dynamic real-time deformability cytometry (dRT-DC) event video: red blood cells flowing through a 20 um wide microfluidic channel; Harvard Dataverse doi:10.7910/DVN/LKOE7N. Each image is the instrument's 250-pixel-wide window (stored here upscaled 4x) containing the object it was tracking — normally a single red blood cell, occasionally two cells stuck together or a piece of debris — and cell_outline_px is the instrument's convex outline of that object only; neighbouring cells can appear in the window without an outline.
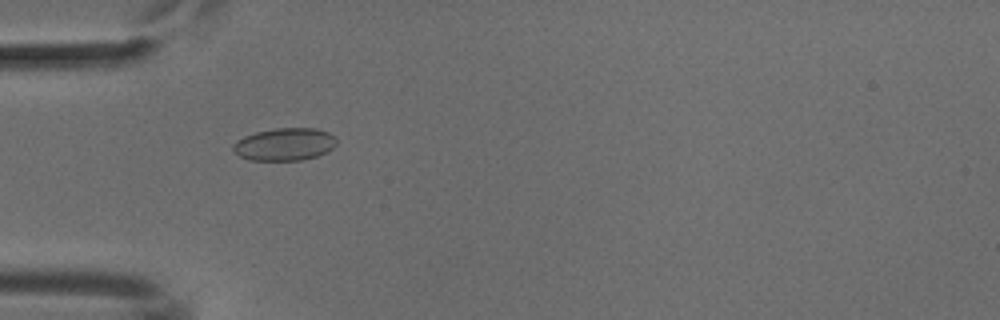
{"species": "common noctule bat (a hibernating species)", "species_latin": "Nyctalus noctula", "temperature_condition": "cold", "stored_images_in_passage": 52, "camera_frame_rate_fps": 3000, "um_per_image_px": 0.085, "animal": {"sex": "male", "body_mass_g": 18.8}, "frame": {"image": 1, "passage_image": 16, "time_ms": 5.0, "image_size_px": [1000, 320], "cell_outline_px": [[336, 144], [332, 148], [316, 156], [300, 160], [248, 160], [232, 152], [232, 144], [236, 140], [244, 136], [256, 132], [276, 128], [316, 128], [328, 132], [336, 140]], "centroid_in_image_um": [24.13, 12.26], "position_along_channel_um": 60.9, "area_um2": 19.59}}
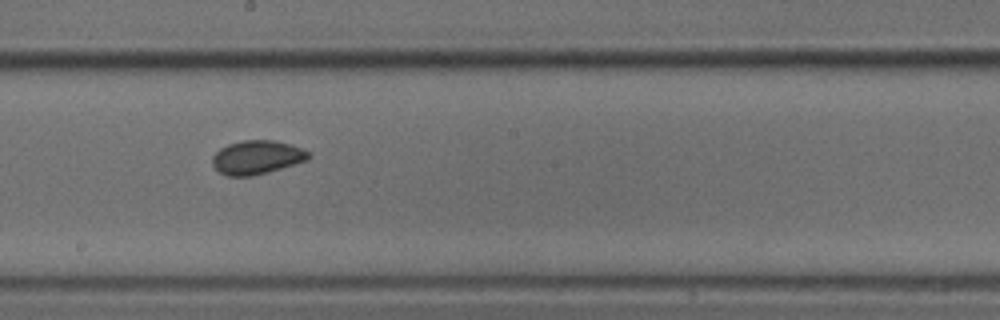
{"frame": {"image": 2, "passage_image": 29, "time_ms": 9.333, "image_size_px": [1000, 320], "cell_outline_px": [[312, 156], [308, 160], [268, 172], [252, 176], [228, 176], [220, 172], [212, 164], [212, 156], [220, 148], [228, 144], [244, 140], [272, 140], [292, 144], [308, 152]], "centroid_in_image_um": [21.84, 13.37], "position_along_channel_um": 226.4, "area_um2": 18.9}}
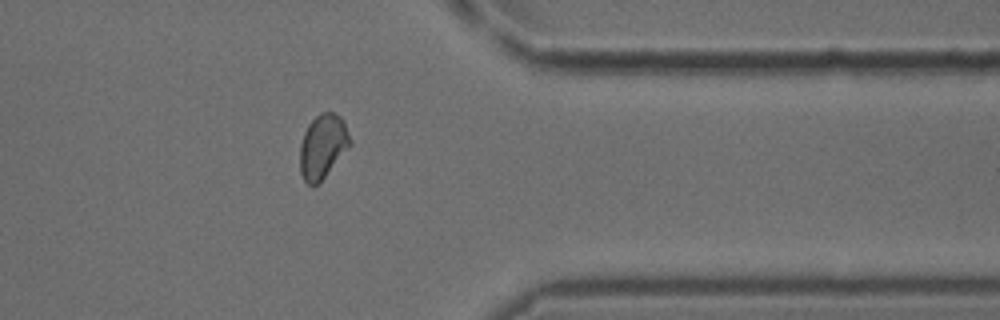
{"frame": {"image": 3, "passage_image": 42, "time_ms": 13.667, "image_size_px": [1000, 320], "cell_outline_px": [[352, 144], [324, 176], [316, 184], [308, 184], [304, 180], [300, 172], [300, 144], [304, 132], [308, 124], [320, 112], [332, 112], [340, 116], [344, 120], [352, 140]], "centroid_in_image_um": [27.44, 12.39], "position_along_channel_um": 384.0, "area_um2": 18.61}}